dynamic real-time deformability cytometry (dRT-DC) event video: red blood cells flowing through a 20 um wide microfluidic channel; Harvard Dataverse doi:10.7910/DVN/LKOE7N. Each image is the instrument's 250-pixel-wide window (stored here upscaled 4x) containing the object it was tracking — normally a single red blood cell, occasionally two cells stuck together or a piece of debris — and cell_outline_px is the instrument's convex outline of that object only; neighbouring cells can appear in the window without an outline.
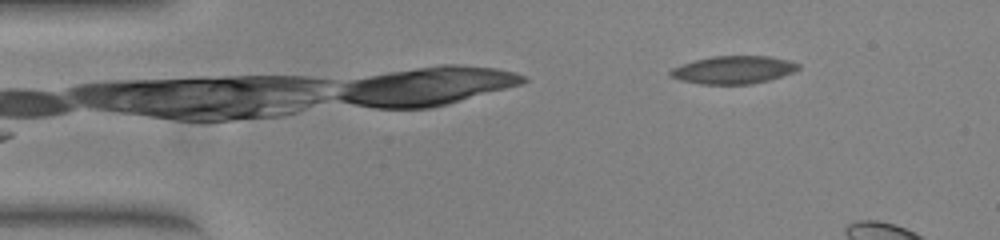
{"species": "common noctule bat (a hibernating species)", "species_latin": "Nyctalus noctula", "temperature_condition": "warm", "stored_images_in_passage": 28, "camera_frame_rate_fps": 3000, "um_per_image_px": 0.085, "animal": {"sex": "female", "body_mass_g": 23.0, "forearm_length_mm": 53.4}, "frame": {"image": 1, "passage_image": 2, "time_ms": 0.333, "image_size_px": [1000, 240], "cell_outline_px": [[800, 68], [792, 72], [768, 80], [752, 84], [700, 84], [680, 80], [668, 76], [668, 72], [672, 68], [696, 60], [712, 56], [768, 56], [788, 60], [800, 64]], "centroid_in_image_um": [62.32, 5.94], "position_along_channel_um": 22.7, "area_um2": 20.63}}